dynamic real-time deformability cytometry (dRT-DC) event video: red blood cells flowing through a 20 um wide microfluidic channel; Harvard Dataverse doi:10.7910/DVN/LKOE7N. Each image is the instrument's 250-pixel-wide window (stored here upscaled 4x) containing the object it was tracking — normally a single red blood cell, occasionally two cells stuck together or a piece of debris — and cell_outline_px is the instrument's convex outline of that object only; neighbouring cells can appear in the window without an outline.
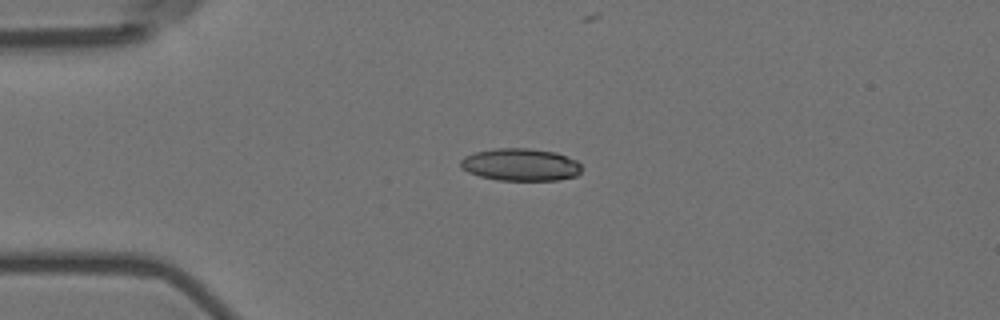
{"species": "Egyptian fruit bat (a non-hibernating species)", "species_latin": "Rousettus aegyptiacus", "temperature_condition": "room temperature", "stored_images_in_passage": 45, "camera_frame_rate_fps": 3000, "um_per_image_px": 0.085, "animal": {"sex": "female"}, "frame": {"image": 1, "passage_image": 1, "time_ms": 0.0, "image_size_px": [1000, 320], "cell_outline_px": [[580, 172], [576, 176], [556, 180], [496, 180], [480, 176], [468, 172], [460, 164], [460, 160], [464, 156], [476, 152], [496, 148], [528, 148], [556, 152], [576, 160], [580, 164]], "centroid_in_image_um": [44.24, 13.99], "position_along_channel_um": 40.8, "area_um2": 22.77}}
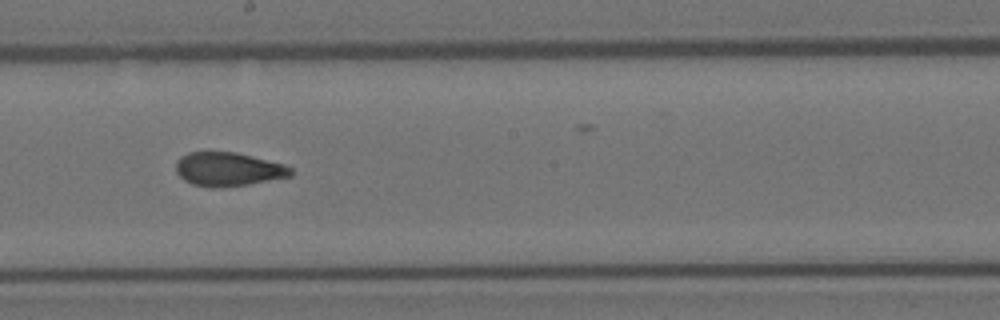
{"frame": {"image": 2, "passage_image": 19, "time_ms": 6.0, "image_size_px": [1000, 320], "cell_outline_px": [[292, 176], [248, 184], [220, 188], [212, 188], [192, 184], [184, 180], [176, 172], [176, 164], [180, 156], [188, 152], [236, 152], [284, 164], [292, 168]], "centroid_in_image_um": [19.39, 14.39], "position_along_channel_um": 228.8, "area_um2": 22.66}}
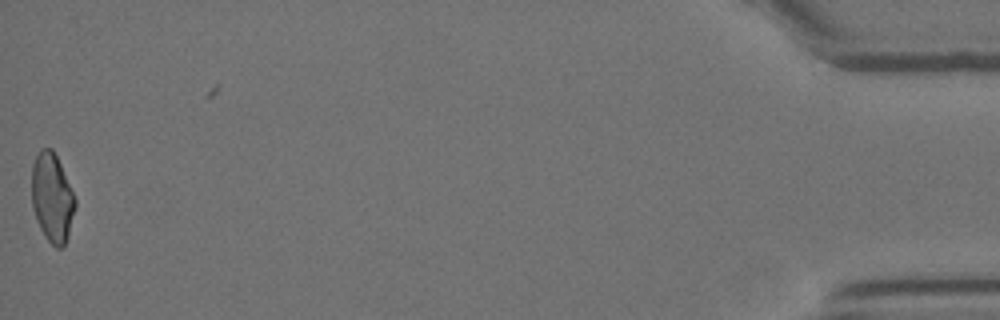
{"frame": {"image": 3, "passage_image": 44, "time_ms": 14.333, "image_size_px": [1000, 320], "cell_outline_px": [[76, 208], [68, 236], [64, 244], [60, 248], [56, 248], [44, 236], [36, 220], [32, 204], [32, 164], [40, 148], [52, 148], [60, 164], [76, 200]], "centroid_in_image_um": [4.42, 16.81], "position_along_channel_um": 430.8, "area_um2": 22.43}, "authors_computed_cell_mechanics": {"area_um2": 23.1778, "velocity_mm_per_s": 3.589, "shape_relaxation_time_tau1_ms": 5.8083, "shape_relaxation_time_tau2_ms": 1.6034, "deformation_change_tau1": 0.1705, "deformation_change_tau2": 0.0815}}